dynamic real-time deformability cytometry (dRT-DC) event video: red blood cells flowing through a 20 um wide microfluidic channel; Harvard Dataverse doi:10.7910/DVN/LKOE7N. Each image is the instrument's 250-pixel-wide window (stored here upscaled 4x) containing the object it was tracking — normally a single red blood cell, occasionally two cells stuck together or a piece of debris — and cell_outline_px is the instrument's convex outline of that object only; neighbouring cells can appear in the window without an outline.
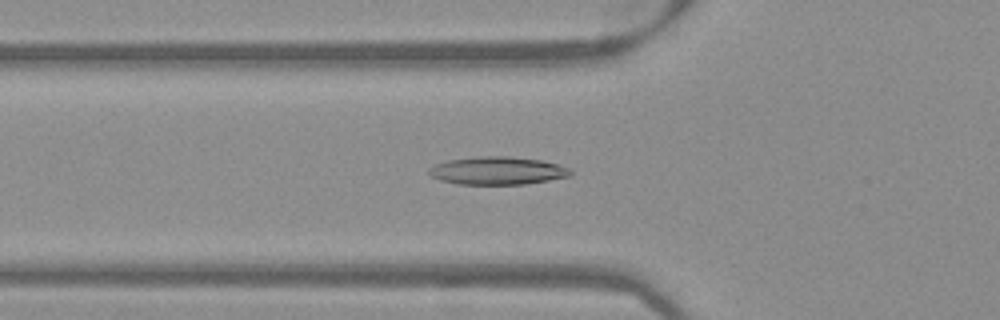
{"species": "Egyptian fruit bat (a non-hibernating species)", "species_latin": "Rousettus aegyptiacus", "temperature_condition": "warm", "stored_images_in_passage": 51, "camera_frame_rate_fps": 3000, "um_per_image_px": 0.085, "frame": {"image": 1, "passage_image": 18, "time_ms": 5.667, "image_size_px": [1000, 320], "cell_outline_px": [[572, 172], [568, 176], [548, 180], [524, 184], [456, 184], [440, 180], [432, 176], [428, 172], [428, 168], [436, 164], [448, 160], [480, 156], [508, 156], [540, 160], [556, 164], [568, 168]], "centroid_in_image_um": [42.24, 14.51], "position_along_channel_um": 83.6, "area_um2": 22.77}}
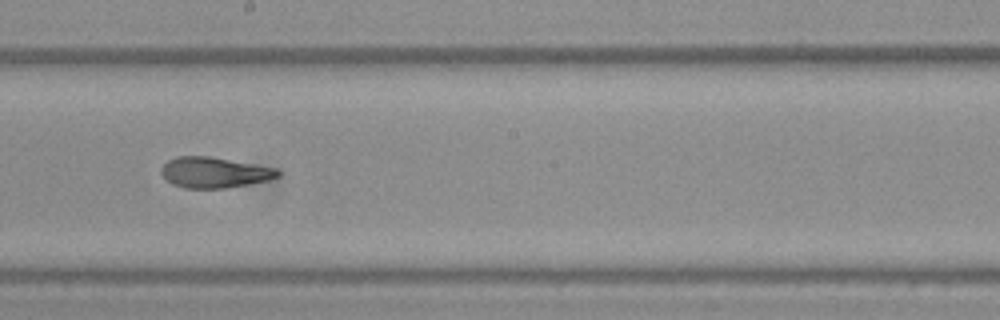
{"frame": {"image": 2, "passage_image": 29, "time_ms": 9.333, "image_size_px": [1000, 320], "cell_outline_px": [[280, 176], [268, 180], [248, 184], [224, 188], [184, 188], [172, 184], [160, 172], [160, 168], [168, 160], [176, 156], [208, 156], [276, 168], [280, 172]], "centroid_in_image_um": [18.2, 14.66], "position_along_channel_um": 230.0, "area_um2": 20.69}}
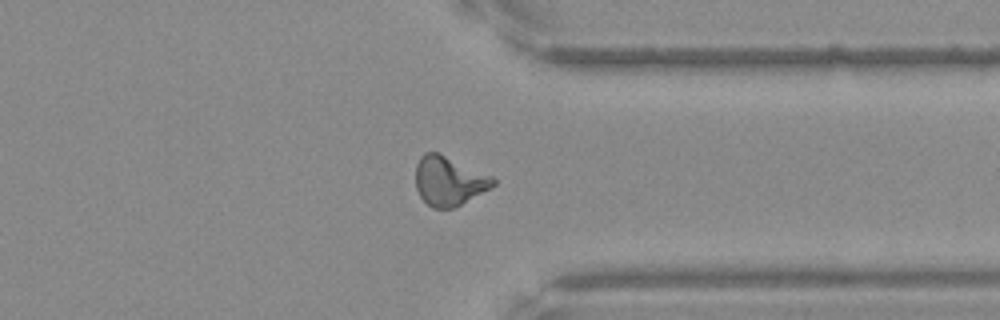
{"frame": {"image": 3, "passage_image": 40, "time_ms": 13.0, "image_size_px": [1000, 320], "cell_outline_px": [[496, 184], [460, 204], [452, 208], [432, 208], [420, 196], [416, 188], [416, 164], [420, 156], [424, 152], [436, 152], [492, 176], [496, 180]], "centroid_in_image_um": [38.12, 15.37], "position_along_channel_um": 373.3, "area_um2": 21.73}}